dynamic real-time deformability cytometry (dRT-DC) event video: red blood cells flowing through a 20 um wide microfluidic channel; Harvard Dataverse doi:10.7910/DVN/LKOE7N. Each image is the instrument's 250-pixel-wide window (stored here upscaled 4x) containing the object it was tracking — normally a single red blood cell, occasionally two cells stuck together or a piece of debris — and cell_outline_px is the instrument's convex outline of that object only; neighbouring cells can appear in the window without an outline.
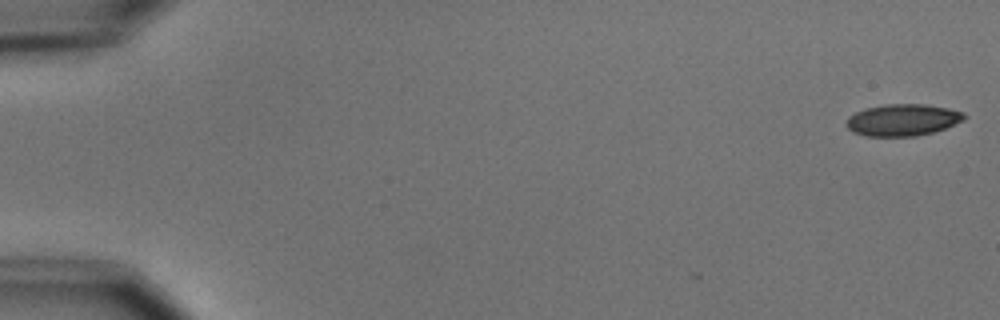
{"species": "common noctule bat (a hibernating species)", "species_latin": "Nyctalus noctula", "temperature_condition": "cold", "stored_images_in_passage": 4, "camera_frame_rate_fps": 3000, "um_per_image_px": 0.085, "animal": {"sex": "male", "body_mass_g": 15.6}, "frame": {"image": 1, "passage_image": 1, "time_ms": 0.0, "image_size_px": [1000, 320], "cell_outline_px": [[968, 116], [964, 120], [944, 128], [932, 132], [916, 136], [868, 136], [852, 132], [844, 124], [848, 116], [864, 108], [884, 104], [924, 104], [948, 108], [964, 112]], "centroid_in_image_um": [76.71, 10.19], "position_along_channel_um": 8.3, "area_um2": 21.96}}